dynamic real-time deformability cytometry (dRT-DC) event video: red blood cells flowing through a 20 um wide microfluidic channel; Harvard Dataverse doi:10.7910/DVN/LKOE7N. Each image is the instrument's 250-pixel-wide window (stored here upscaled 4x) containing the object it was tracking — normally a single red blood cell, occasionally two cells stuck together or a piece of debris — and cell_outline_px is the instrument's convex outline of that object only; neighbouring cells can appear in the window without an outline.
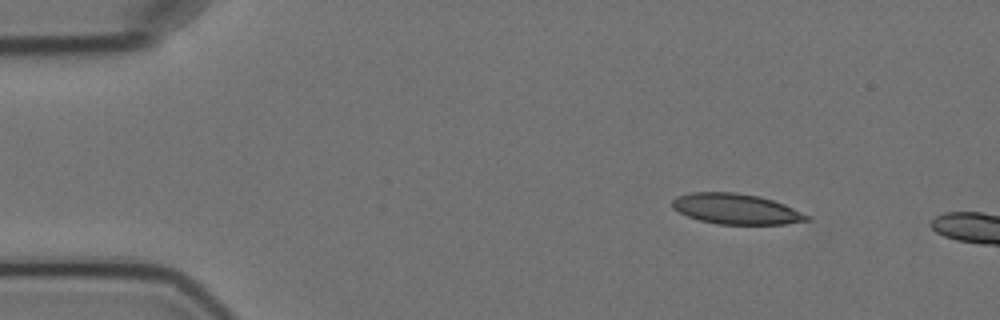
{"species": "Egyptian fruit bat (a non-hibernating species)", "species_latin": "Rousettus aegyptiacus", "temperature_condition": "cold", "stored_images_in_passage": 2, "camera_frame_rate_fps": 3000, "um_per_image_px": 0.085, "animal": {"sex": "female"}, "frame": {"image": 1, "passage_image": 1, "time_ms": 0.0, "image_size_px": [1000, 320], "cell_outline_px": [[812, 220], [784, 224], [716, 224], [700, 220], [688, 216], [672, 208], [672, 200], [676, 196], [692, 192], [736, 192], [760, 196], [784, 204], [812, 216]], "centroid_in_image_um": [62.59, 17.76], "position_along_channel_um": 22.4, "area_um2": 24.04}}